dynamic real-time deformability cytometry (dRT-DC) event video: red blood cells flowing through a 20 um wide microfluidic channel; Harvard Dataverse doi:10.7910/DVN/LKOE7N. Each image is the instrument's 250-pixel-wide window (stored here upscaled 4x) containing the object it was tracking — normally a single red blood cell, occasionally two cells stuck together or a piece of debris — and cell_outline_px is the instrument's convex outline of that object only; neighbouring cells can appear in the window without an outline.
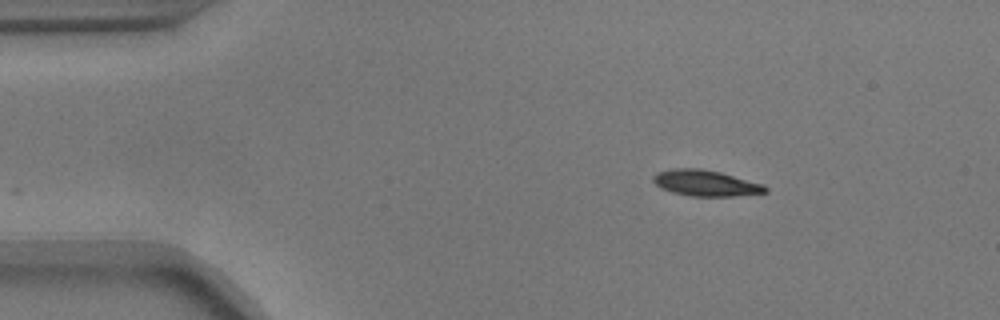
{"species": "common noctule bat (a hibernating species)", "species_latin": "Nyctalus noctula", "temperature_condition": "warm", "stored_images_in_passage": 37, "camera_frame_rate_fps": 3000, "um_per_image_px": 0.085, "animal": {"sex": "male", "body_mass_g": 17.9}, "frame": {"image": 1, "passage_image": 1, "time_ms": 0.0, "image_size_px": [1000, 320], "cell_outline_px": [[768, 192], [736, 196], [692, 196], [672, 192], [660, 188], [652, 180], [652, 176], [656, 172], [672, 168], [700, 168], [720, 172], [764, 184], [768, 188]], "centroid_in_image_um": [59.97, 15.56], "position_along_channel_um": 25.0, "area_um2": 17.11}}
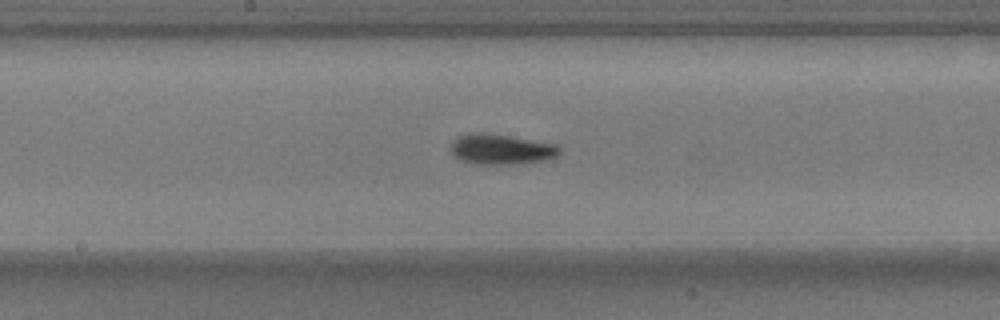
{"frame": {"image": 2, "passage_image": 21, "time_ms": 6.667, "image_size_px": [1000, 320], "cell_outline_px": [[560, 152], [556, 156], [544, 160], [512, 164], [476, 164], [460, 160], [448, 148], [452, 140], [456, 136], [468, 132], [480, 132], [508, 136], [556, 144], [560, 148]], "centroid_in_image_um": [42.52, 12.67], "position_along_channel_um": 205.7, "area_um2": 19.25}}
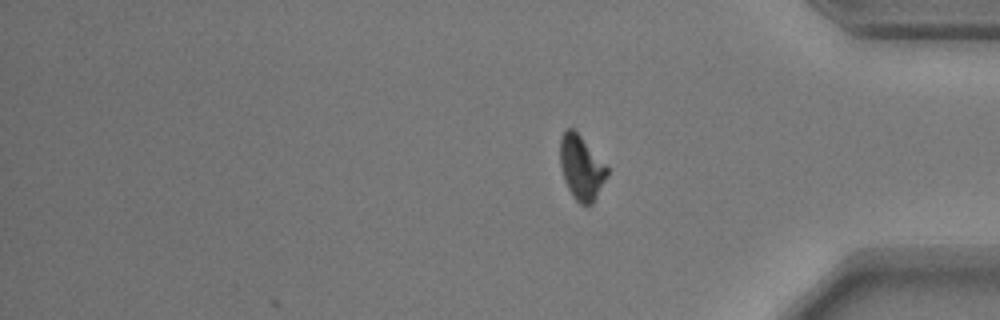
{"frame": {"image": 3, "passage_image": 37, "time_ms": 12.0, "image_size_px": [1000, 320], "cell_outline_px": [[608, 176], [592, 204], [580, 204], [572, 196], [564, 180], [560, 164], [560, 136], [568, 128], [572, 128], [580, 136], [608, 168]], "centroid_in_image_um": [49.4, 14.27], "position_along_channel_um": 385.8, "area_um2": 17.34}, "authors_computed_cell_mechanics": {"area_um2": 17.6868, "velocity_mm_per_s": 3.6824, "shape_relaxation_time_tau1_ms": 3.1107, "shape_relaxation_time_tau2_ms": 3.4955, "deformation_change_tau1": 0.13, "deformation_change_tau2": 0.0837}}